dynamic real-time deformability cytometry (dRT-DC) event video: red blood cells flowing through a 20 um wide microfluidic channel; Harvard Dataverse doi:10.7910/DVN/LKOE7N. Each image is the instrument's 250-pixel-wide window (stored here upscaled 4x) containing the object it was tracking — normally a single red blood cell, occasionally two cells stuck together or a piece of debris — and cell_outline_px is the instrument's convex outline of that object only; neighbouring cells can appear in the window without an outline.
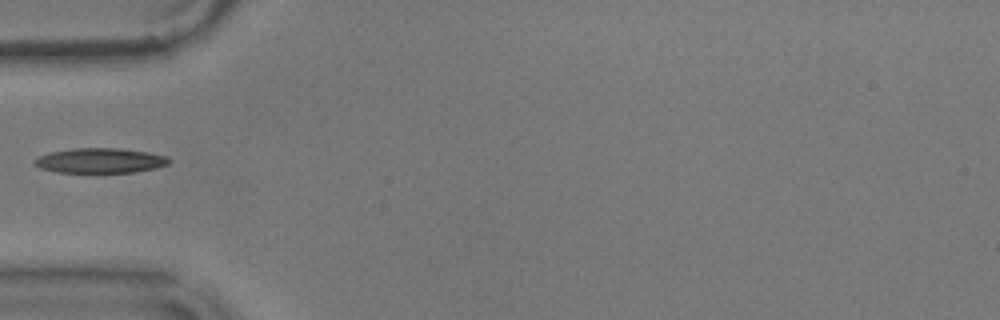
{"species": "common noctule bat (a hibernating species)", "species_latin": "Nyctalus noctula", "temperature_condition": "warm", "stored_images_in_passage": 35, "camera_frame_rate_fps": 3000, "um_per_image_px": 0.085, "animal": {"sex": "male", "body_mass_g": 17.9}, "frame": {"image": 1, "passage_image": 1, "time_ms": 0.0, "image_size_px": [1000, 320], "cell_outline_px": [[172, 160], [168, 164], [152, 168], [132, 172], [56, 172], [40, 168], [32, 164], [32, 160], [36, 156], [52, 152], [72, 148], [120, 148], [148, 152], [168, 156]], "centroid_in_image_um": [8.46, 13.64], "position_along_channel_um": 76.5, "area_um2": 19.59}}